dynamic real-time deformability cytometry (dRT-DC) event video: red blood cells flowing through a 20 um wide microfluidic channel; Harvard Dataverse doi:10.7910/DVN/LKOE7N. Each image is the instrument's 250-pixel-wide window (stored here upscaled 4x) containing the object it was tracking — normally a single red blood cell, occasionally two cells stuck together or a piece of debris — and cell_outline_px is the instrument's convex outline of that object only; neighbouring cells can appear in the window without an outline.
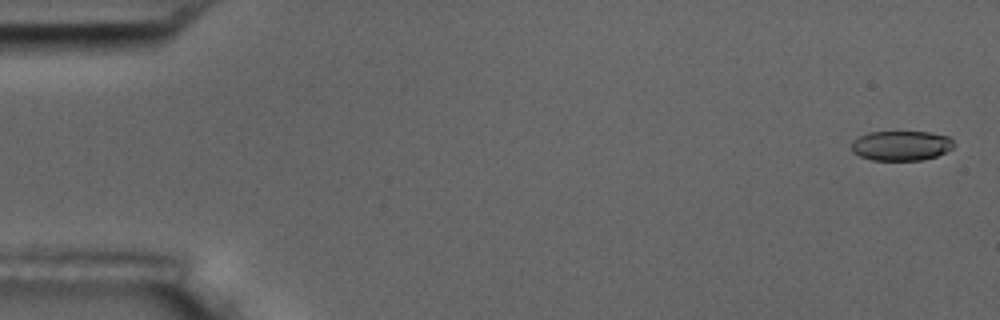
{"species": "common noctule bat (a hibernating species)", "species_latin": "Nyctalus noctula", "temperature_condition": "room temperature", "stored_images_in_passage": 15, "camera_frame_rate_fps": 3000, "um_per_image_px": 0.085, "animal": {"sex": "male", "body_mass_g": 17.5, "forearm_length_mm": 52.3}, "frame": {"image": 1, "passage_image": 1, "time_ms": 0.0, "image_size_px": [1000, 320], "cell_outline_px": [[952, 148], [936, 156], [920, 160], [872, 160], [860, 156], [852, 152], [852, 140], [868, 132], [928, 132], [948, 136], [952, 140]], "centroid_in_image_um": [76.56, 12.38], "position_along_channel_um": 8.4, "area_um2": 17.63}}
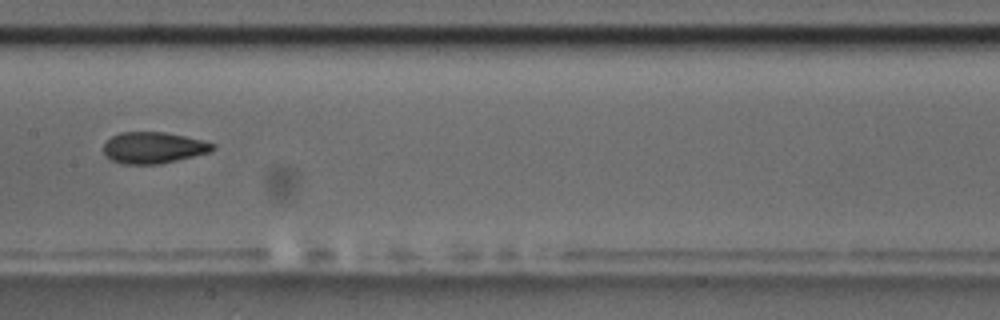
{"frame": {"image": 2, "passage_image": 8, "time_ms": 9.0, "image_size_px": [1000, 320], "cell_outline_px": [[216, 148], [212, 152], [160, 164], [120, 164], [112, 160], [104, 152], [104, 144], [112, 136], [120, 132], [164, 132], [184, 136], [216, 144]], "centroid_in_image_um": [13.07, 12.56], "position_along_channel_um": 194.3, "area_um2": 19.94}}
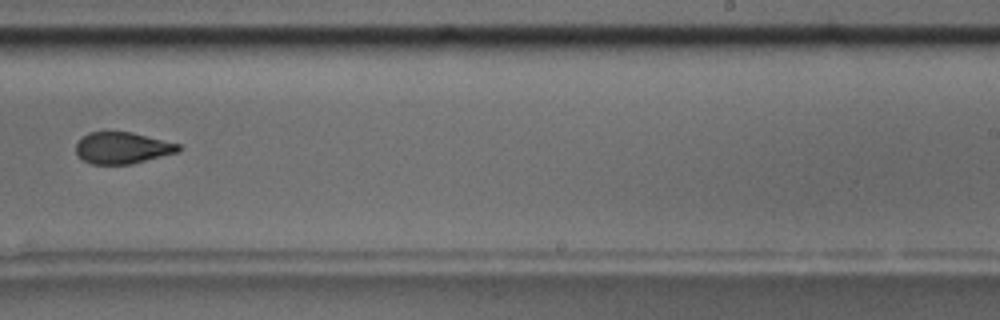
{"frame": {"image": 3, "passage_image": 10, "time_ms": 11.333, "image_size_px": [1000, 320], "cell_outline_px": [[180, 148], [176, 152], [132, 164], [92, 164], [84, 160], [76, 152], [76, 144], [88, 132], [132, 132], [180, 144]], "centroid_in_image_um": [10.39, 12.57], "position_along_channel_um": 278.6, "area_um2": 18.55}, "authors_computed_cell_mechanics": {"area_um2": 19.7098, "velocity_mm_per_s": 3.6173, "shape_relaxation_time_tau1_ms": 6.7158, "shape_relaxation_time_tau2_ms": null, "deformation_change_tau1": 0.1324, "deformation_change_tau2": null}}